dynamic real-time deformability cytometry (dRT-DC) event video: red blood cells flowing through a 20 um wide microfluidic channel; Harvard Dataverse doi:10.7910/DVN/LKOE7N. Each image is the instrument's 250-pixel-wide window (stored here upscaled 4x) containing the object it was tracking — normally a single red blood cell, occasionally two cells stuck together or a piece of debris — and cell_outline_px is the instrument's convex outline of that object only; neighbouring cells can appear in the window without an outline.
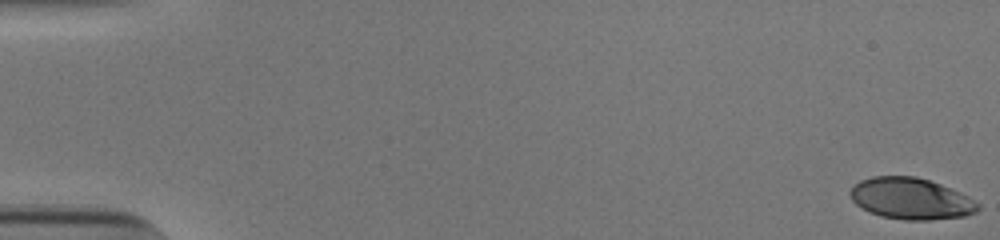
{"species": "human", "species_latin": "Homo sapiens", "temperature_condition": "cold", "stored_images_in_passage": 54, "camera_frame_rate_fps": 3000, "um_per_image_px": 0.085, "donor": {"sex": "male"}, "frame": {"image": 1, "passage_image": 1, "time_ms": 0.0, "image_size_px": [1000, 240], "cell_outline_px": [[980, 208], [976, 212], [964, 216], [928, 220], [904, 220], [880, 216], [868, 212], [856, 204], [852, 200], [848, 192], [860, 180], [872, 176], [916, 176], [940, 184], [980, 204]], "centroid_in_image_um": [77.37, 16.89], "position_along_channel_um": 7.6, "area_um2": 30.58}}
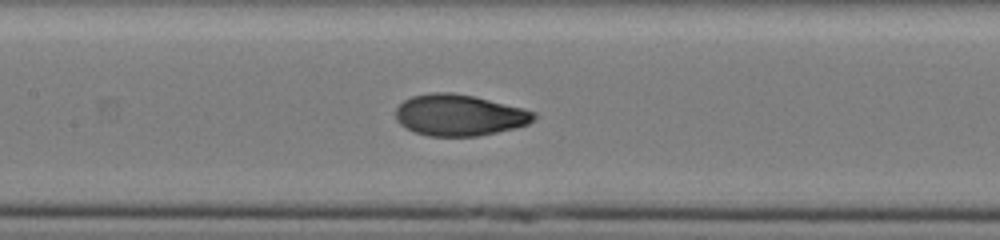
{"frame": {"image": 2, "passage_image": 27, "time_ms": 8.667, "image_size_px": [1000, 240], "cell_outline_px": [[536, 116], [528, 124], [480, 136], [428, 136], [416, 132], [400, 124], [396, 120], [396, 108], [404, 100], [412, 96], [432, 92], [452, 92], [476, 96], [524, 108], [536, 112]], "centroid_in_image_um": [39.04, 9.77], "position_along_channel_um": 168.4, "area_um2": 33.29}}
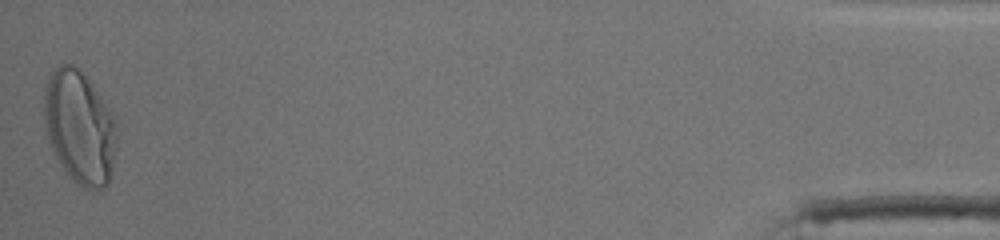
{"frame": {"image": 3, "passage_image": 54, "time_ms": 17.667, "image_size_px": [1000, 240], "cell_outline_px": [[116, 144], [112, 168], [108, 180], [100, 188], [92, 192], [76, 184], [72, 180], [56, 156], [48, 140], [44, 128], [44, 88], [48, 72], [60, 64], [72, 64], [84, 72], [108, 104], [116, 120]], "centroid_in_image_um": [6.75, 10.75], "position_along_channel_um": 428.4, "area_um2": 48.61}, "authors_computed_cell_mechanics": {"area_um2": 32.9749, "velocity_mm_per_s": 3.856, "shape_relaxation_time_tau1_ms": 4.7361, "shape_relaxation_time_tau2_ms": 0.7803, "deformation_change_tau1": 0.2044, "deformation_change_tau2": 0.05}}